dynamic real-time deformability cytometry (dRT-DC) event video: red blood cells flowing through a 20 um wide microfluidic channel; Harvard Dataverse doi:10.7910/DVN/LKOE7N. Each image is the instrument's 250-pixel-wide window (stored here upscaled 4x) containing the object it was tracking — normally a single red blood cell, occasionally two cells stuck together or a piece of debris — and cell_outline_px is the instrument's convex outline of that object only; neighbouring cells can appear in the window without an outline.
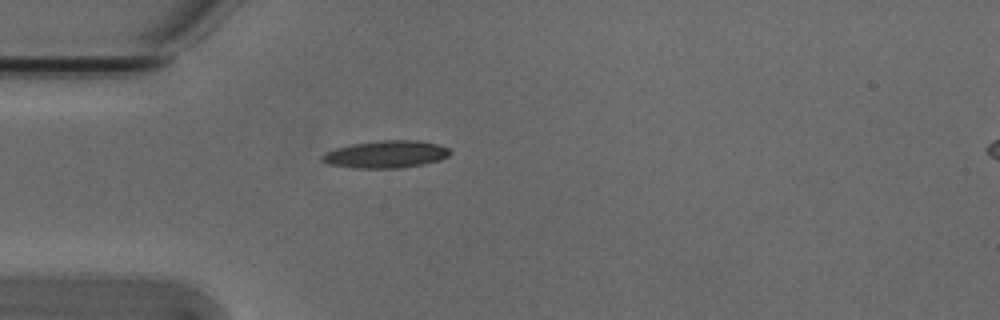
{"species": "Egyptian fruit bat (a non-hibernating species)", "species_latin": "Rousettus aegyptiacus", "temperature_condition": "cold", "stored_images_in_passage": 2, "segment_of_instrument_passage": [1, 2], "camera_frame_rate_fps": 3000, "um_per_image_px": 0.085, "animal": {"sex": "male"}, "frame": {"image": 1, "passage_image": 1, "time_ms": 0.0, "image_size_px": [1000, 320], "cell_outline_px": [[452, 152], [448, 156], [440, 160], [424, 164], [400, 168], [352, 168], [328, 164], [320, 160], [320, 156], [324, 152], [336, 148], [352, 144], [380, 140], [420, 140], [440, 144], [448, 148]], "centroid_in_image_um": [32.8, 13.11], "position_along_channel_um": 52.2, "area_um2": 20.69}}